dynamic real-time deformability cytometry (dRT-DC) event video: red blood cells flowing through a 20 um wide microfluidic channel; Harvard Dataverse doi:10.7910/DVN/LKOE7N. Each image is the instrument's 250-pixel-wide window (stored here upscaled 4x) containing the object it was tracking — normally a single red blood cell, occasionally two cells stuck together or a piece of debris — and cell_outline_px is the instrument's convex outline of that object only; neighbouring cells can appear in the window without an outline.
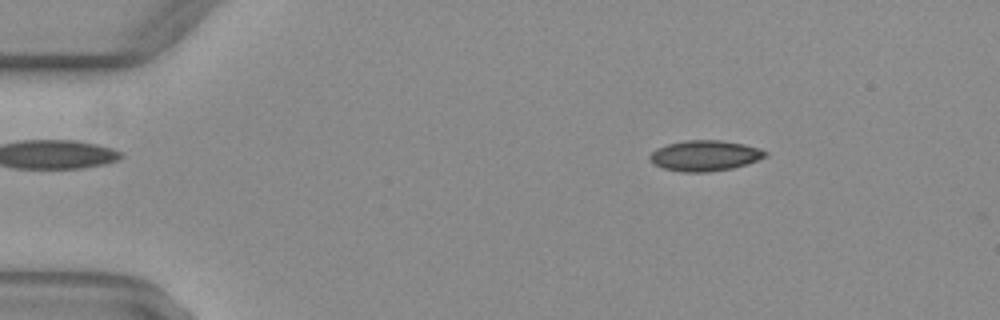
{"species": "common noctule bat (a hibernating species)", "species_latin": "Nyctalus noctula", "temperature_condition": "warm", "stored_images_in_passage": 51, "camera_frame_rate_fps": 3000, "um_per_image_px": 0.085, "animal": {"sex": "female", "body_mass_g": 29.2, "forearm_length_mm": 56.3}, "frame": {"image": 1, "passage_image": 8, "time_ms": 2.333, "image_size_px": [1000, 320], "cell_outline_px": [[768, 156], [732, 168], [708, 172], [680, 172], [664, 168], [656, 164], [648, 156], [656, 148], [668, 144], [684, 140], [724, 140], [744, 144], [760, 148], [768, 152]], "centroid_in_image_um": [59.93, 13.22], "position_along_channel_um": 25.1, "area_um2": 20.52}}
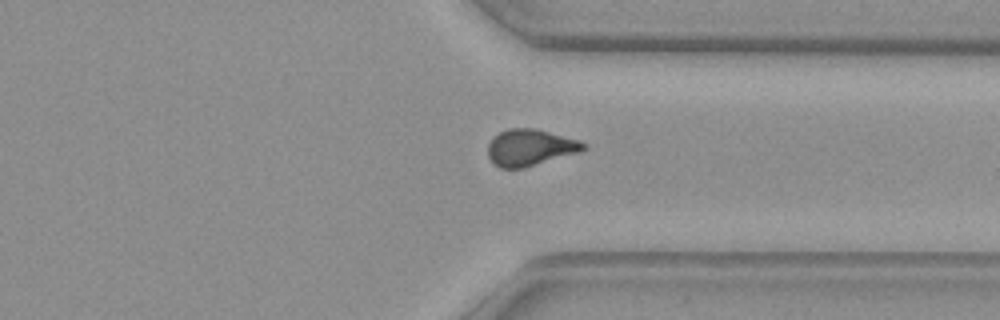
{"frame": {"image": 2, "passage_image": 39, "time_ms": 12.667, "image_size_px": [1000, 320], "cell_outline_px": [[588, 148], [580, 152], [524, 168], [500, 168], [488, 156], [488, 144], [492, 136], [508, 128], [536, 128], [580, 140], [588, 144]], "centroid_in_image_um": [45.1, 12.52], "position_along_channel_um": 366.3, "area_um2": 20.58}}
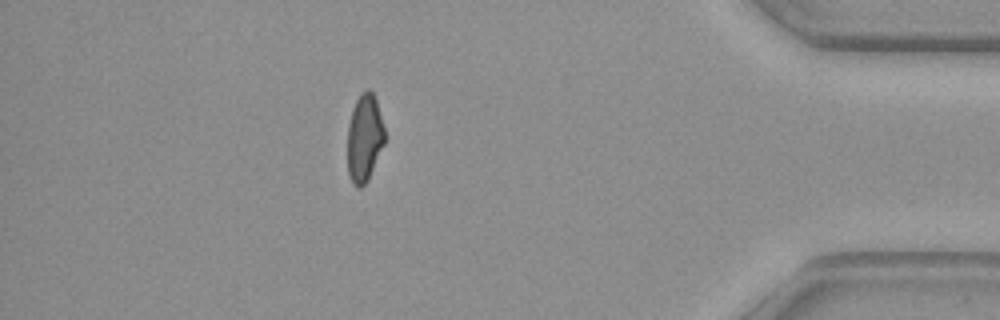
{"frame": {"image": 3, "passage_image": 45, "time_ms": 14.667, "image_size_px": [1000, 320], "cell_outline_px": [[384, 144], [368, 180], [360, 188], [356, 188], [352, 184], [348, 172], [348, 124], [352, 108], [360, 92], [368, 88], [372, 92], [376, 100], [384, 128]], "centroid_in_image_um": [30.96, 11.73], "position_along_channel_um": 404.2, "area_um2": 19.02}, "authors_computed_cell_mechanics": {"area_um2": 20.4034, "velocity_mm_per_s": 4.0934, "shape_relaxation_time_tau1_ms": null, "shape_relaxation_time_tau2_ms": 2.0899, "deformation_change_tau1": null, "deformation_change_tau2": 0.081}}